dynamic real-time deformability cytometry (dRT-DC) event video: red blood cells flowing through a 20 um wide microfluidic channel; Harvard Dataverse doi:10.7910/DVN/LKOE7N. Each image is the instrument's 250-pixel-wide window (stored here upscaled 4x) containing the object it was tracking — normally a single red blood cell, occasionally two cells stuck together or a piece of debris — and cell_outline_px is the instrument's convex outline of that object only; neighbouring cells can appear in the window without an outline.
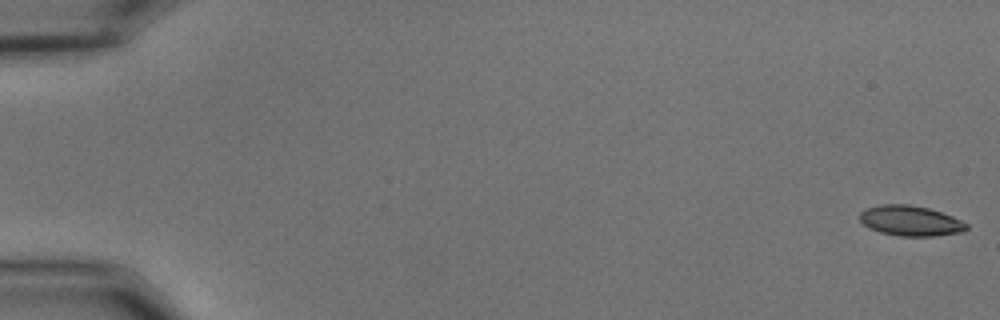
{"species": "common noctule bat (a hibernating species)", "species_latin": "Nyctalus noctula", "temperature_condition": "cold", "stored_images_in_passage": 22, "camera_frame_rate_fps": 3000, "um_per_image_px": 0.085, "animal": {"sex": "male", "body_mass_g": 15.6}, "frame": {"image": 1, "passage_image": 1, "time_ms": 0.0, "image_size_px": [1000, 320], "cell_outline_px": [[968, 228], [964, 232], [932, 236], [900, 236], [880, 232], [868, 228], [860, 220], [860, 212], [864, 208], [880, 204], [908, 204], [928, 208], [952, 216], [968, 224]], "centroid_in_image_um": [77.37, 18.76], "position_along_channel_um": 7.6, "area_um2": 18.9}}
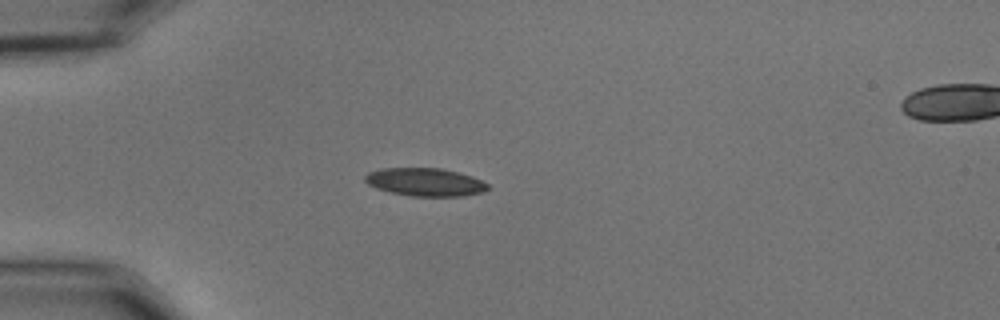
{"frame": {"image": 2, "passage_image": 16, "time_ms": 5.0, "image_size_px": [1000, 320], "cell_outline_px": [[492, 188], [484, 192], [464, 196], [412, 196], [392, 192], [376, 188], [368, 184], [364, 180], [364, 176], [368, 172], [380, 168], [440, 168], [472, 176], [488, 184]], "centroid_in_image_um": [36.15, 15.48], "position_along_channel_um": 48.8, "area_um2": 20.11}}